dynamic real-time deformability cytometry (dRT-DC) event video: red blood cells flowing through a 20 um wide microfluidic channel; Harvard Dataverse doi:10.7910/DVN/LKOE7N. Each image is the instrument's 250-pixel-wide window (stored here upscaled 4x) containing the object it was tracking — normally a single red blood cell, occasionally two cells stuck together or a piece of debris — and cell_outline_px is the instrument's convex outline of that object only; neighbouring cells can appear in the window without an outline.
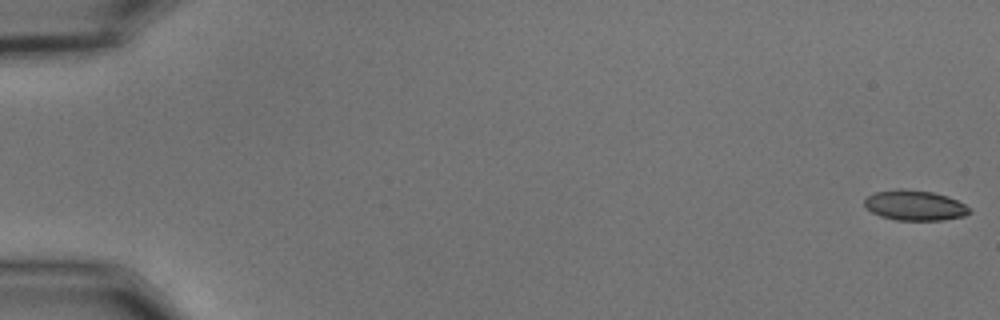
{"species": "common noctule bat (a hibernating species)", "species_latin": "Nyctalus noctula", "temperature_condition": "cold", "stored_images_in_passage": 32, "camera_frame_rate_fps": 3000, "um_per_image_px": 0.085, "animal": {"sex": "male", "body_mass_g": 15.6}, "frame": {"image": 1, "passage_image": 1, "time_ms": 0.0, "image_size_px": [1000, 320], "cell_outline_px": [[972, 212], [964, 216], [944, 220], [896, 220], [880, 216], [872, 212], [864, 204], [864, 200], [868, 196], [876, 192], [900, 188], [932, 192], [948, 196], [972, 208]], "centroid_in_image_um": [77.79, 17.46], "position_along_channel_um": 7.2, "area_um2": 18.5}}
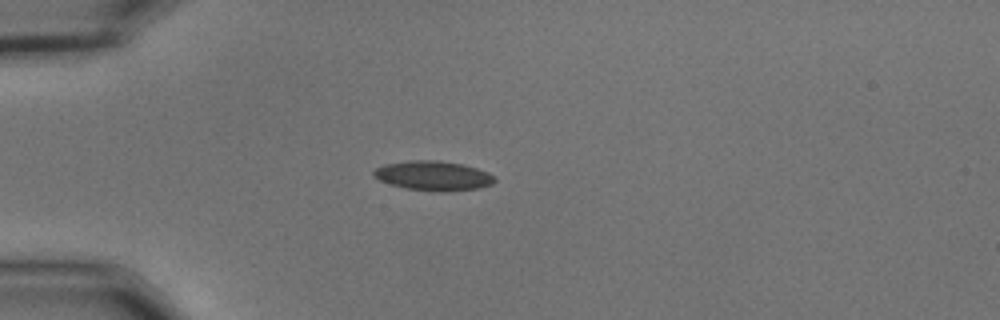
{"frame": {"image": 2, "passage_image": 16, "time_ms": 5.0, "image_size_px": [1000, 320], "cell_outline_px": [[496, 180], [492, 184], [480, 188], [440, 192], [408, 188], [392, 184], [380, 180], [372, 176], [372, 172], [376, 168], [384, 164], [408, 160], [436, 160], [460, 164], [476, 168], [488, 172]], "centroid_in_image_um": [36.81, 14.93], "position_along_channel_um": 48.2, "area_um2": 20.63}}
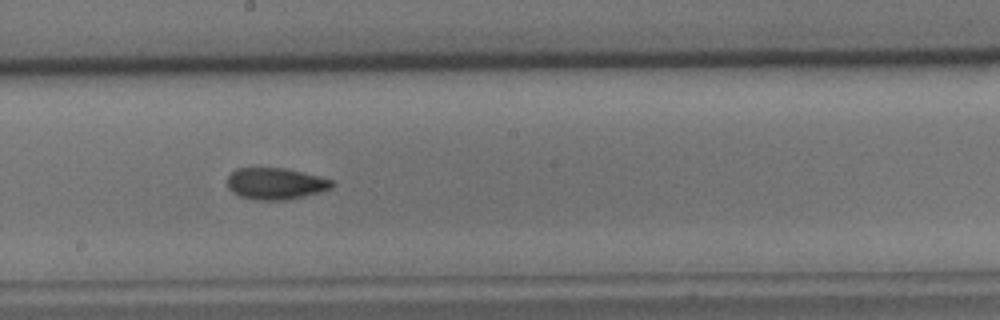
{"frame": {"image": 3, "passage_image": 32, "time_ms": 10.333, "image_size_px": [1000, 320], "cell_outline_px": [[336, 184], [332, 188], [304, 196], [284, 200], [256, 200], [240, 196], [232, 192], [228, 188], [228, 176], [236, 168], [284, 168], [332, 180]], "centroid_in_image_um": [23.4, 15.61], "position_along_channel_um": 224.8, "area_um2": 19.07}}